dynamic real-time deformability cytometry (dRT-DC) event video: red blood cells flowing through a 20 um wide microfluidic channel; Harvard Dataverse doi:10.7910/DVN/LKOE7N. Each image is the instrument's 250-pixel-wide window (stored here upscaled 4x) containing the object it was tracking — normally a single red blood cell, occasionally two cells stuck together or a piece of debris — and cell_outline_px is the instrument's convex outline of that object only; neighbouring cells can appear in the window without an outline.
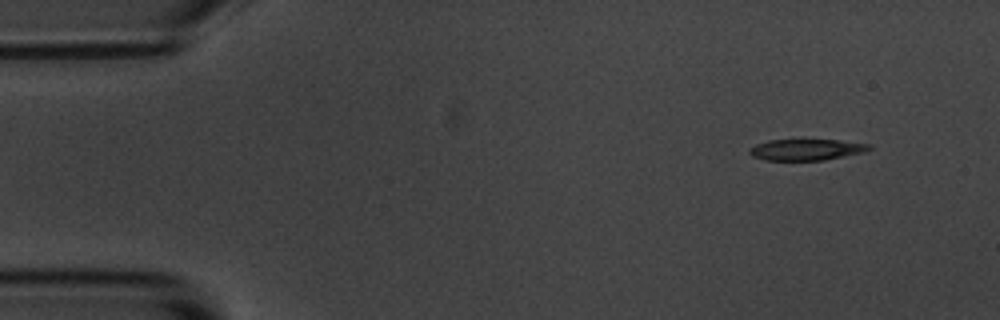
{"species": "common noctule bat (a hibernating species)", "species_latin": "Nyctalus noctula", "temperature_condition": "room temperature", "stored_images_in_passage": 4, "camera_frame_rate_fps": 3000, "um_per_image_px": 0.085, "animal": {"sex": "male", "body_mass_g": 20.1, "forearm_length_mm": 53.5}, "frame": {"image": 1, "passage_image": 1, "time_ms": 0.0, "image_size_px": [1000, 320], "cell_outline_px": [[872, 148], [868, 152], [824, 160], [764, 160], [752, 156], [748, 152], [748, 148], [756, 144], [768, 140], [836, 140], [868, 144]], "centroid_in_image_um": [68.53, 12.73], "position_along_channel_um": 16.5, "area_um2": 14.85}}
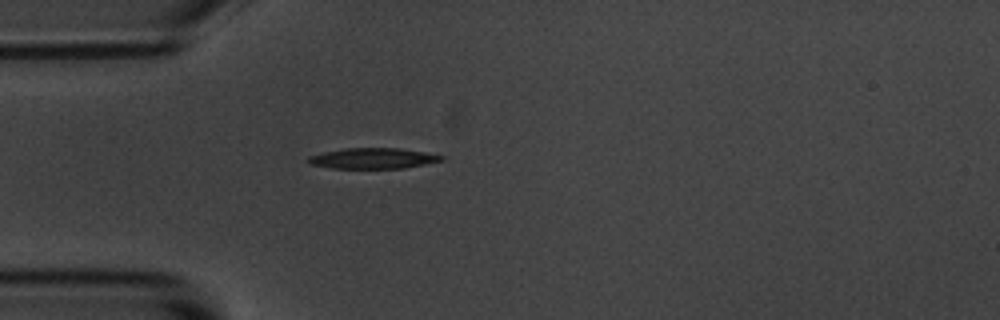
{"frame": {"image": 2, "passage_image": 4, "time_ms": 3.333, "image_size_px": [1000, 320], "cell_outline_px": [[444, 160], [404, 168], [332, 168], [312, 164], [308, 160], [308, 156], [324, 152], [344, 148], [400, 148], [424, 152], [444, 156]], "centroid_in_image_um": [31.72, 13.45], "position_along_channel_um": 53.3, "area_um2": 15.84}}